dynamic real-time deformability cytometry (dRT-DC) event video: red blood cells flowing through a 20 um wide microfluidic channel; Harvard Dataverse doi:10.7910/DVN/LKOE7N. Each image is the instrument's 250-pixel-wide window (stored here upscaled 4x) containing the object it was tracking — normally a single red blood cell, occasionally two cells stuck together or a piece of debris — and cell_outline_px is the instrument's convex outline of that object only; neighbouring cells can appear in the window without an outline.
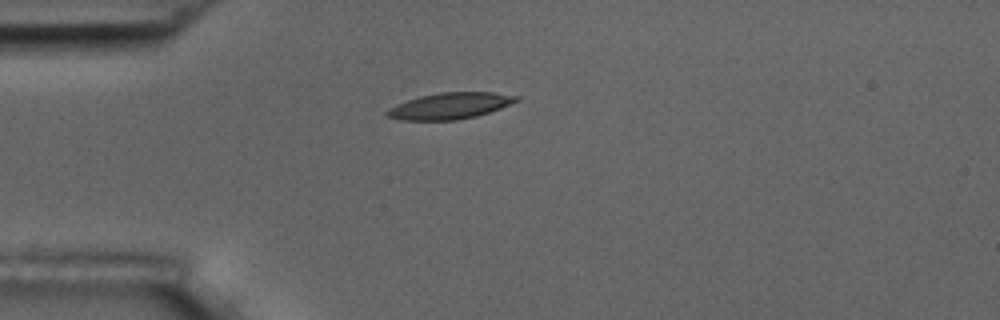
{"species": "common noctule bat (a hibernating species)", "species_latin": "Nyctalus noctula", "temperature_condition": "room temperature", "stored_images_in_passage": 6, "camera_frame_rate_fps": 3000, "um_per_image_px": 0.085, "animal": {"sex": "male", "body_mass_g": 17.5, "forearm_length_mm": 52.3}, "frame": {"image": 1, "passage_image": 6, "time_ms": 6.667, "image_size_px": [1000, 320], "cell_outline_px": [[520, 100], [500, 108], [476, 116], [456, 120], [400, 120], [384, 116], [384, 112], [388, 108], [396, 104], [420, 96], [440, 92], [496, 92], [520, 96]], "centroid_in_image_um": [38.22, 8.99], "position_along_channel_um": 46.8, "area_um2": 19.94}}